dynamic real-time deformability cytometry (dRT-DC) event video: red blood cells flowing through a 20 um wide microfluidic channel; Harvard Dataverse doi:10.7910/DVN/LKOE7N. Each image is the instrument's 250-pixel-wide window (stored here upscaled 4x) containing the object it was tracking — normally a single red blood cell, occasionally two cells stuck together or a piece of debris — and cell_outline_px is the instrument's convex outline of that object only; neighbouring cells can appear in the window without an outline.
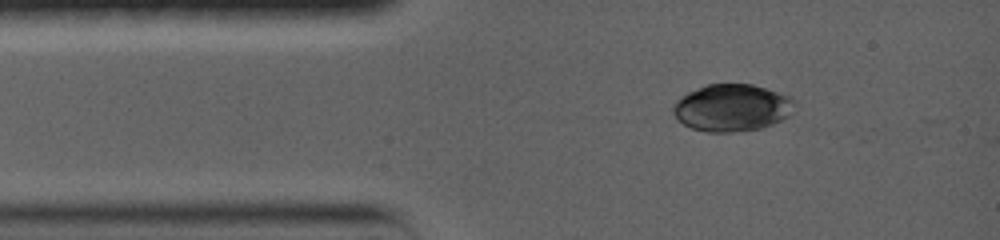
{"species": "common noctule bat (a hibernating species)", "species_latin": "Nyctalus noctula", "temperature_condition": "warm", "stored_images_in_passage": 7, "camera_frame_rate_fps": 5000, "um_per_image_px": 0.085, "animal": {"sex": "female", "body_mass_g": 19.0, "forearm_length_mm": 56.7}, "frame": {"image": 1, "passage_image": 5, "time_ms": 1.8, "image_size_px": [1000, 240], "cell_outline_px": [[796, 100], [788, 116], [764, 128], [732, 132], [704, 132], [692, 128], [684, 124], [672, 112], [672, 108], [688, 92], [708, 84], [752, 84], [788, 96]], "centroid_in_image_um": [62.23, 9.17], "position_along_channel_um": 22.8, "area_um2": 32.89}}